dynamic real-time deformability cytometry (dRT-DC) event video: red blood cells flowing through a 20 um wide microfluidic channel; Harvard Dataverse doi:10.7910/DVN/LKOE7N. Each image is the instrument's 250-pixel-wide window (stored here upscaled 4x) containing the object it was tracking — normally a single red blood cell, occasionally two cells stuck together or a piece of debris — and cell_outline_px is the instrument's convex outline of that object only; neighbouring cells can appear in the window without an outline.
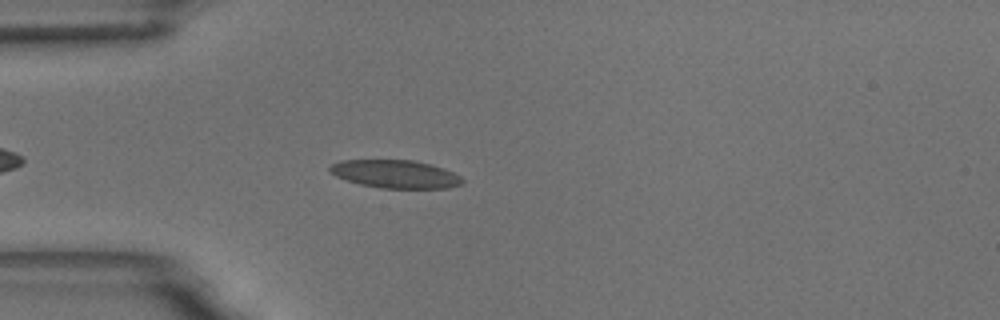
{"species": "common noctule bat (a hibernating species)", "species_latin": "Nyctalus noctula", "temperature_condition": "room temperature", "stored_images_in_passage": 47, "camera_frame_rate_fps": 3000, "um_per_image_px": 0.085, "animal": {"sex": "male", "body_mass_g": 18.8}, "frame": {"image": 1, "passage_image": 8, "time_ms": 2.333, "image_size_px": [1000, 320], "cell_outline_px": [[464, 180], [460, 184], [448, 188], [380, 188], [360, 184], [336, 176], [328, 172], [328, 168], [332, 164], [340, 160], [412, 160], [444, 168], [460, 176]], "centroid_in_image_um": [33.58, 14.79], "position_along_channel_um": 51.4, "area_um2": 21.56}}
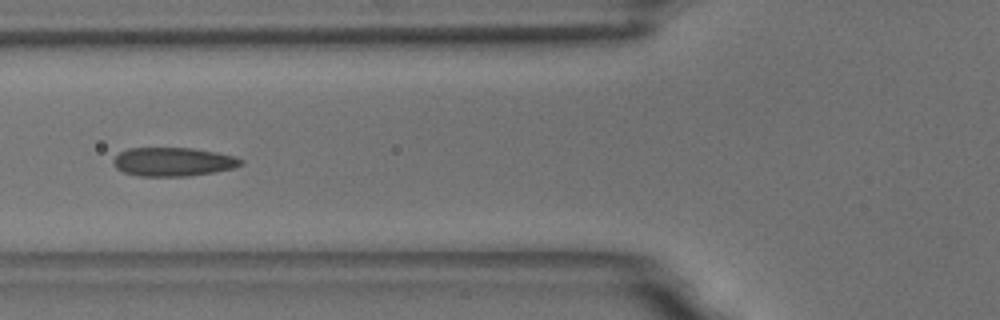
{"frame": {"image": 2, "passage_image": 14, "time_ms": 4.333, "image_size_px": [1000, 320], "cell_outline_px": [[244, 164], [232, 168], [212, 172], [188, 176], [136, 176], [124, 172], [116, 168], [112, 164], [112, 160], [120, 152], [128, 148], [192, 148], [216, 152], [236, 156], [244, 160]], "centroid_in_image_um": [14.71, 13.75], "position_along_channel_um": 111.1, "area_um2": 21.44}}
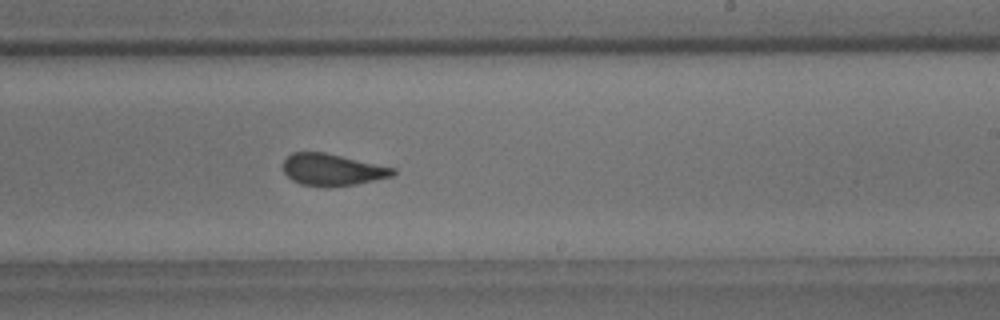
{"frame": {"image": 3, "passage_image": 27, "time_ms": 8.667, "image_size_px": [1000, 320], "cell_outline_px": [[396, 172], [392, 176], [356, 184], [332, 188], [324, 188], [300, 184], [292, 180], [284, 172], [284, 160], [292, 152], [324, 152], [396, 168]], "centroid_in_image_um": [28.24, 14.44], "position_along_channel_um": 260.8, "area_um2": 20.52}, "authors_computed_cell_mechanics": {"area_um2": 21.3282, "velocity_mm_per_s": 3.452, "shape_relaxation_time_tau1_ms": 5.4237, "shape_relaxation_time_tau2_ms": 1.0862, "deformation_change_tau1": 0.1508, "deformation_change_tau2": 0.0716}}